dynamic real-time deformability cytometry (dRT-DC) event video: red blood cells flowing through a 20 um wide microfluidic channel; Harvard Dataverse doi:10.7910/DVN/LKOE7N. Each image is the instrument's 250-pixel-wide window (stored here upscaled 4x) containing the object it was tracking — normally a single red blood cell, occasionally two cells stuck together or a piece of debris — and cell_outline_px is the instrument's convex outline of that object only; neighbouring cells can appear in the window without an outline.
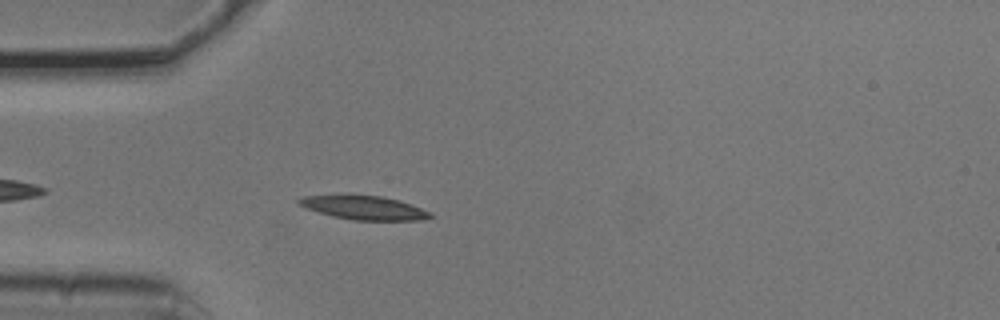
{"species": "common noctule bat (a hibernating species)", "species_latin": "Nyctalus noctula", "temperature_condition": "cold", "stored_images_in_passage": 3, "camera_frame_rate_fps": 3000, "um_per_image_px": 0.085, "animal": {"sex": "male", "body_mass_g": 20.5, "forearm_length_mm": 52.5}, "frame": {"image": 1, "passage_image": 3, "time_ms": 0.667, "image_size_px": [1000, 320], "cell_outline_px": [[432, 216], [420, 220], [352, 220], [332, 216], [296, 204], [296, 200], [304, 196], [348, 192], [384, 196], [412, 204], [432, 212]], "centroid_in_image_um": [30.89, 17.6], "position_along_channel_um": 54.1, "area_um2": 19.02}}